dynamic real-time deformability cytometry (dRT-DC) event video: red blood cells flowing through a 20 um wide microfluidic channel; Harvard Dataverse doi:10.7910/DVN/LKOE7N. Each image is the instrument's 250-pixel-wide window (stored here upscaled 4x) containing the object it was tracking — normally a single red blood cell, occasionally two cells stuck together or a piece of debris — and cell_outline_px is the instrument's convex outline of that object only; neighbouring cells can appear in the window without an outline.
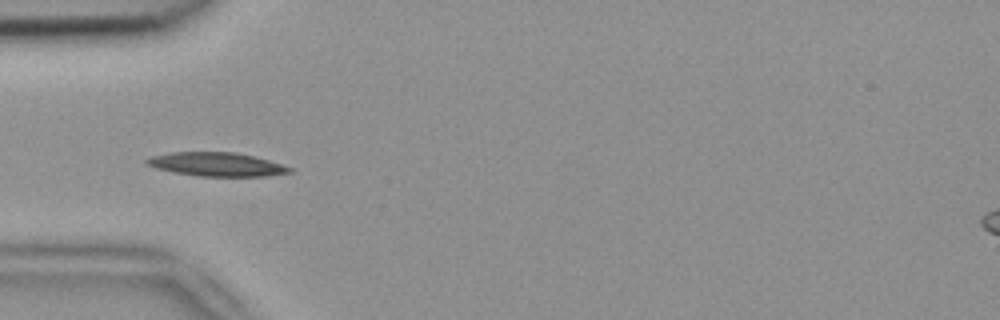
{"species": "common noctule bat (a hibernating species)", "species_latin": "Nyctalus noctula", "temperature_condition": "room temperature", "stored_images_in_passage": 5, "camera_frame_rate_fps": 3000, "um_per_image_px": 0.085, "animal": {"sex": "female", "body_mass_g": 18.4}, "frame": {"image": 1, "passage_image": 2, "time_ms": 0.333, "image_size_px": [1000, 320], "cell_outline_px": [[292, 172], [264, 176], [200, 176], [172, 172], [156, 168], [144, 164], [144, 160], [148, 156], [168, 152], [236, 152], [268, 160], [292, 168]], "centroid_in_image_um": [18.31, 13.96], "position_along_channel_um": 66.7, "area_um2": 19.83}}
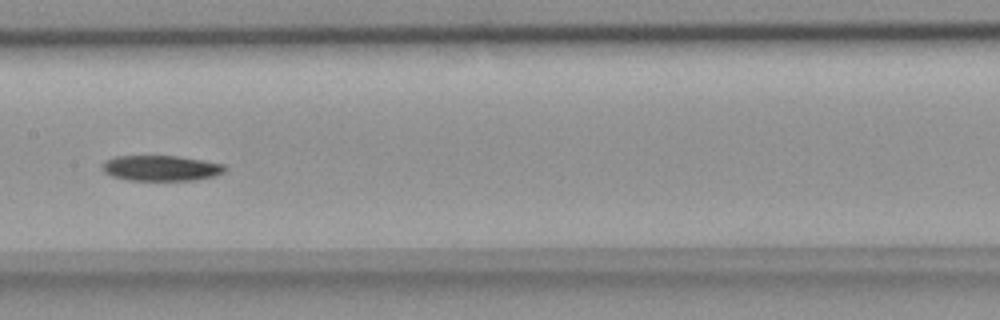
{"frame": {"image": 2, "passage_image": 5, "time_ms": 1.333, "image_size_px": [1000, 320], "cell_outline_px": [[228, 168], [224, 172], [216, 176], [196, 180], [128, 180], [112, 176], [104, 172], [104, 160], [116, 156], [176, 156], [204, 160], [224, 164]], "centroid_in_image_um": [13.74, 14.29], "position_along_channel_um": 193.7, "area_um2": 18.26}}